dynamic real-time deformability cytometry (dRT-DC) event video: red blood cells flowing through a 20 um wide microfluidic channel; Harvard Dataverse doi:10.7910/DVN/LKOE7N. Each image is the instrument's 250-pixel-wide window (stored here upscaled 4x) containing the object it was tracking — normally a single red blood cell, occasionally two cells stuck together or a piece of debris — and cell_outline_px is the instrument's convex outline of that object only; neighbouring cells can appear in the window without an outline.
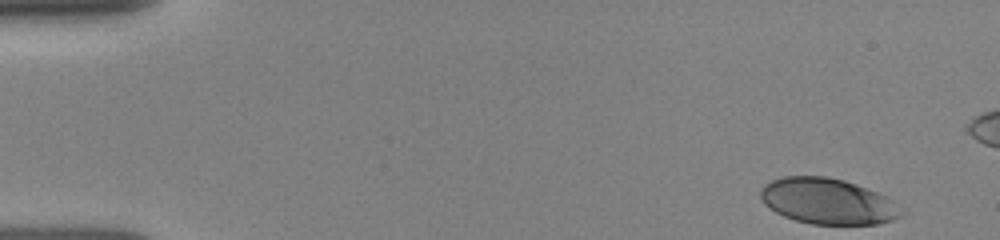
{"species": "human", "species_latin": "Homo sapiens", "temperature_condition": "room temperature", "stored_images_in_passage": 37, "camera_frame_rate_fps": 3000, "um_per_image_px": 0.085, "donor": {"sex": "female"}, "frame": {"image": 1, "passage_image": 1, "time_ms": 0.0, "image_size_px": [1000, 240], "cell_outline_px": [[908, 212], [904, 216], [892, 220], [876, 224], [812, 224], [796, 220], [784, 216], [768, 208], [760, 200], [760, 188], [764, 184], [772, 180], [784, 176], [824, 176], [844, 180], [856, 184], [888, 196]], "centroid_in_image_um": [70.39, 17.11], "position_along_channel_um": 14.6, "area_um2": 38.09}}
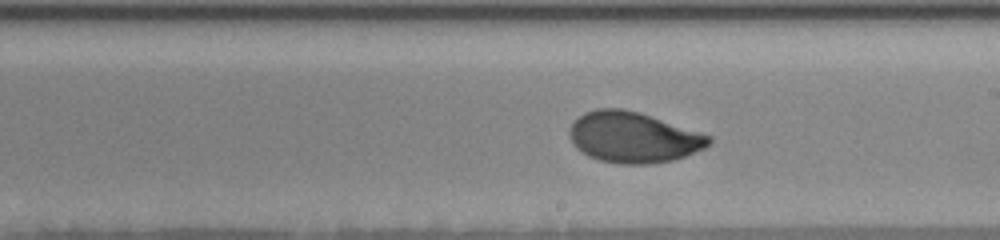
{"frame": {"image": 2, "passage_image": 25, "time_ms": 8.333, "image_size_px": [1000, 240], "cell_outline_px": [[712, 144], [704, 148], [684, 156], [672, 160], [648, 164], [620, 164], [600, 160], [588, 156], [576, 148], [572, 144], [568, 136], [568, 132], [572, 124], [584, 112], [596, 108], [624, 108], [640, 112], [712, 136]], "centroid_in_image_um": [53.81, 11.66], "position_along_channel_um": 235.2, "area_um2": 41.38}}
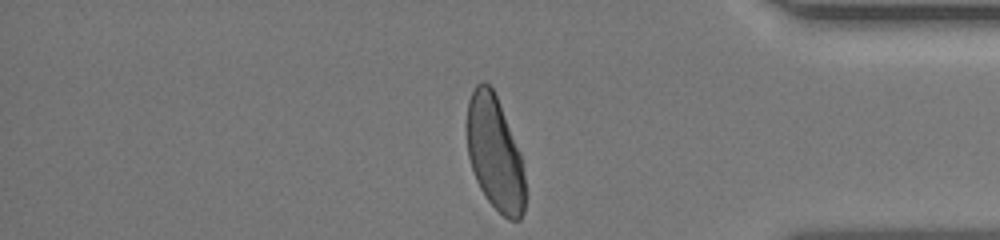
{"frame": {"image": 3, "passage_image": 37, "time_ms": 12.667, "image_size_px": [1000, 240], "cell_outline_px": [[524, 212], [520, 220], [508, 220], [488, 200], [480, 188], [476, 180], [468, 156], [468, 100], [476, 84], [480, 80], [484, 80], [492, 88], [496, 96], [520, 152], [524, 176]], "centroid_in_image_um": [42.06, 13.03], "position_along_channel_um": 393.1, "area_um2": 38.15}}